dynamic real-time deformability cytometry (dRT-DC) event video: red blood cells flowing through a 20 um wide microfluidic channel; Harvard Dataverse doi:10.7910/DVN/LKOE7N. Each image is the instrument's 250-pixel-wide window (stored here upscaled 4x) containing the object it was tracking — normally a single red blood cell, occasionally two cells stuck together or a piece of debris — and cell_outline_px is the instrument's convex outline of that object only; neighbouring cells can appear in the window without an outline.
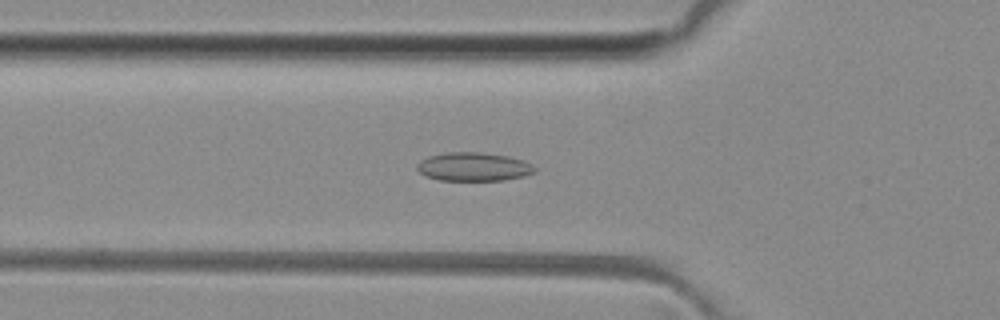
{"species": "common noctule bat (a hibernating species)", "species_latin": "Nyctalus noctula", "temperature_condition": "room temperature", "stored_images_in_passage": 51, "camera_frame_rate_fps": 3000, "um_per_image_px": 0.085, "animal": {"sex": "female", "body_mass_g": 29.2, "forearm_length_mm": 56.3}, "frame": {"image": 1, "passage_image": 18, "time_ms": 5.667, "image_size_px": [1000, 320], "cell_outline_px": [[536, 172], [524, 176], [504, 180], [440, 180], [424, 176], [416, 168], [416, 164], [420, 160], [428, 156], [444, 152], [480, 152], [508, 156], [524, 160], [532, 164], [536, 168]], "centroid_in_image_um": [40.25, 14.17], "position_along_channel_um": 85.6, "area_um2": 19.83}}
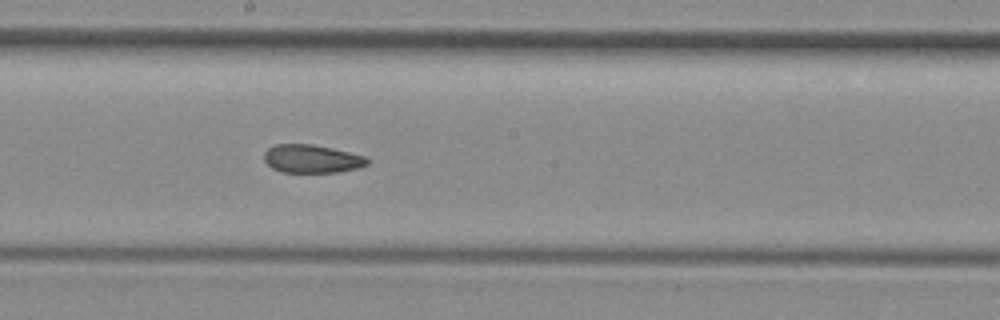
{"frame": {"image": 2, "passage_image": 28, "time_ms": 9.0, "image_size_px": [1000, 320], "cell_outline_px": [[372, 160], [368, 164], [360, 168], [336, 172], [280, 172], [272, 168], [264, 160], [264, 152], [268, 148], [276, 144], [312, 144], [332, 148], [368, 156]], "centroid_in_image_um": [26.56, 13.5], "position_along_channel_um": 221.6, "area_um2": 17.22}}
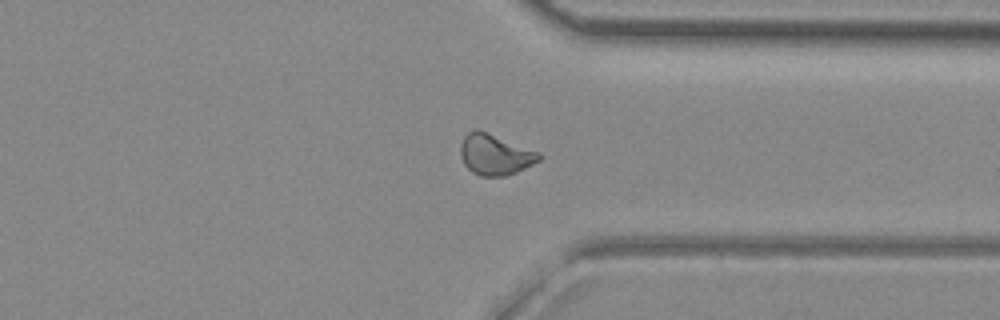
{"frame": {"image": 3, "passage_image": 39, "time_ms": 12.667, "image_size_px": [1000, 320], "cell_outline_px": [[540, 160], [516, 172], [504, 176], [480, 176], [472, 172], [464, 164], [460, 156], [460, 144], [464, 136], [472, 128], [476, 128], [540, 152]], "centroid_in_image_um": [42.04, 13.12], "position_along_channel_um": 369.4, "area_um2": 18.67}, "authors_computed_cell_mechanics": {"area_um2": 18.6694, "velocity_mm_per_s": 4.0766, "shape_relaxation_time_tau1_ms": null, "shape_relaxation_time_tau2_ms": 2.393, "deformation_change_tau1": null, "deformation_change_tau2": 0.0886}}